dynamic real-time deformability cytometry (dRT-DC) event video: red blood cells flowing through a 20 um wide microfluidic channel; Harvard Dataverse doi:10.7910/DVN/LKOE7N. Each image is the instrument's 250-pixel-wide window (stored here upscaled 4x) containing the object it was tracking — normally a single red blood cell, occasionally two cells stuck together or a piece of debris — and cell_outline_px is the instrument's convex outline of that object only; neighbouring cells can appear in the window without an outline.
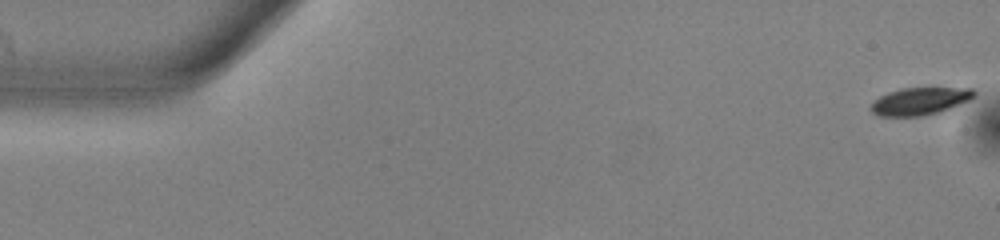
{"species": "common noctule bat (a hibernating species)", "species_latin": "Nyctalus noctula", "temperature_condition": "warm", "stored_images_in_passage": 1, "camera_frame_rate_fps": 3000, "um_per_image_px": 0.085, "animal": {"sex": "male", "body_mass_g": 13.0, "forearm_length_mm": 53.1}, "frame": {"image": 1, "passage_image": 1, "time_ms": 0.0, "image_size_px": [1000, 240], "cell_outline_px": [[976, 96], [972, 100], [964, 104], [936, 112], [920, 116], [876, 116], [868, 108], [880, 96], [888, 92], [900, 88], [972, 88], [976, 92]], "centroid_in_image_um": [78.22, 8.59], "position_along_channel_um": 6.8, "area_um2": 16.65}}